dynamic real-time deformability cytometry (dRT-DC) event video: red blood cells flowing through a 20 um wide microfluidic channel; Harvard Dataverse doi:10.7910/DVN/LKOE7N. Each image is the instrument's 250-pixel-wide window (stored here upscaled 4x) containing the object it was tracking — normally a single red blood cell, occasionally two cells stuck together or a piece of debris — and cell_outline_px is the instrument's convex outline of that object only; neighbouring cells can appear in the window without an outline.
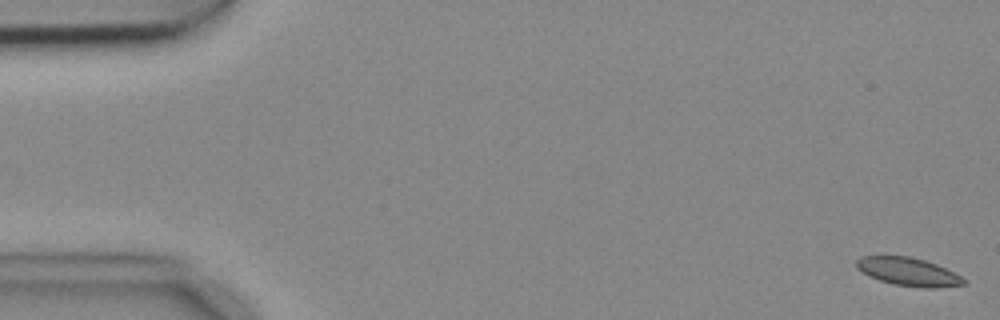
{"species": "common noctule bat (a hibernating species)", "species_latin": "Nyctalus noctula", "temperature_condition": "cold", "stored_images_in_passage": 5, "camera_frame_rate_fps": 3000, "um_per_image_px": 0.085, "animal": {"sex": "female", "body_mass_g": 18.4}, "frame": {"image": 1, "passage_image": 1, "time_ms": 0.0, "image_size_px": [1000, 320], "cell_outline_px": [[968, 284], [936, 288], [924, 288], [892, 284], [868, 276], [856, 268], [856, 260], [860, 256], [908, 256], [924, 260], [936, 264], [968, 280]], "centroid_in_image_um": [77.21, 23.11], "position_along_channel_um": 7.8, "area_um2": 17.69}}
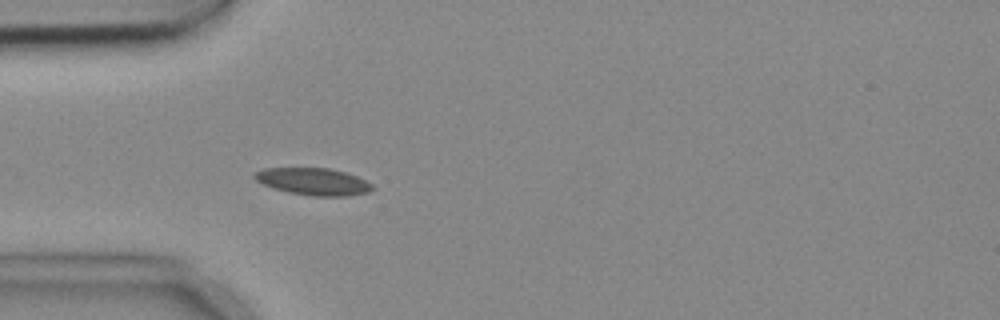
{"frame": {"image": 2, "passage_image": 5, "time_ms": 1.333, "image_size_px": [1000, 320], "cell_outline_px": [[376, 188], [368, 192], [348, 196], [312, 196], [288, 192], [264, 184], [256, 180], [252, 176], [256, 172], [264, 168], [328, 168], [344, 172], [356, 176], [372, 184]], "centroid_in_image_um": [26.66, 15.43], "position_along_channel_um": 58.3, "area_um2": 18.44}}